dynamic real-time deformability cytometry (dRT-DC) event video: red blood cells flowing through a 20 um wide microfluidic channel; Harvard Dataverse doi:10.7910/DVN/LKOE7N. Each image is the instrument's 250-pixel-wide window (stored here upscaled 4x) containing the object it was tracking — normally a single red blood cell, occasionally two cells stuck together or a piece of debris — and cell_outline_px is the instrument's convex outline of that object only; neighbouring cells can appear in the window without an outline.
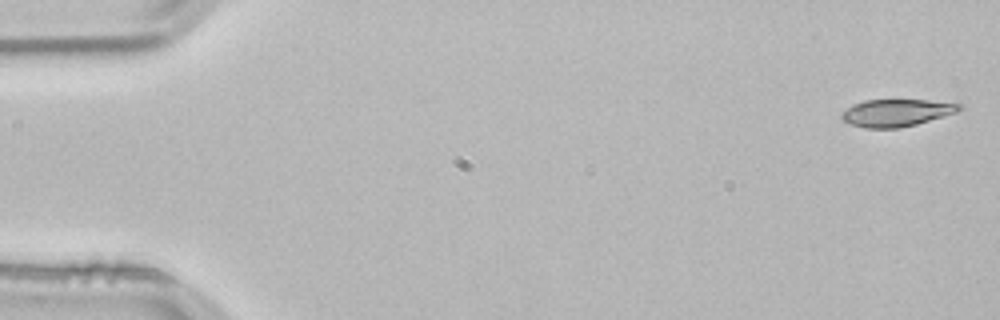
{"species": "common noctule bat (a hibernating species)", "species_latin": "Nyctalus noctula", "temperature_condition": "room temperature", "stored_images_in_passage": 52, "camera_frame_rate_fps": 3000, "um_per_image_px": 0.085, "animal": {"sex": "male", "body_mass_g": 21.5, "forearm_length_mm": 52.0}, "frame": {"image": 1, "passage_image": 1, "time_ms": 0.0, "image_size_px": [1000, 320], "cell_outline_px": [[964, 108], [956, 112], [944, 116], [916, 124], [900, 128], [864, 128], [852, 124], [844, 120], [840, 116], [852, 104], [864, 100], [928, 100], [960, 104]], "centroid_in_image_um": [76.21, 9.58], "position_along_channel_um": 8.8, "area_um2": 18.5}}
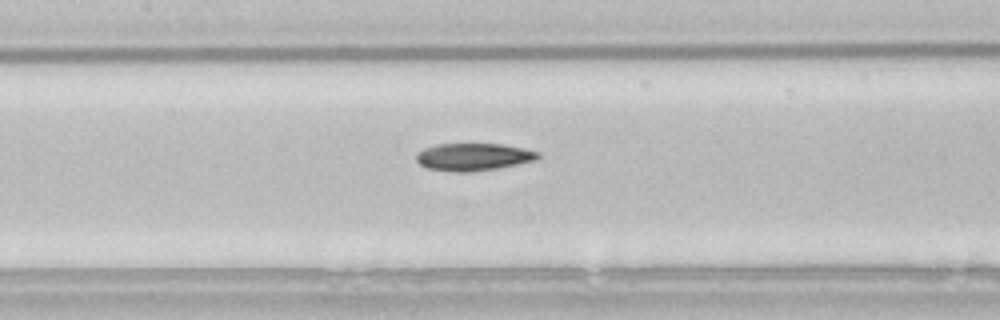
{"frame": {"image": 2, "passage_image": 24, "time_ms": 7.667, "image_size_px": [1000, 320], "cell_outline_px": [[540, 156], [536, 160], [496, 168], [472, 172], [456, 172], [428, 168], [420, 164], [416, 160], [416, 156], [424, 148], [436, 144], [504, 144], [524, 148], [540, 152]], "centroid_in_image_um": [40.26, 13.33], "position_along_channel_um": 167.1, "area_um2": 19.36}}
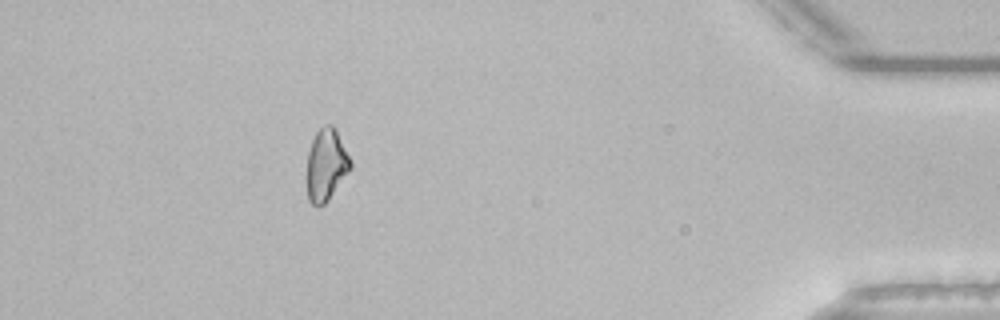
{"frame": {"image": 3, "passage_image": 47, "time_ms": 15.333, "image_size_px": [1000, 320], "cell_outline_px": [[352, 168], [328, 200], [324, 204], [316, 208], [308, 200], [308, 152], [312, 140], [316, 132], [324, 124], [332, 124], [336, 128], [352, 160]], "centroid_in_image_um": [27.76, 13.99], "position_along_channel_um": 407.4, "area_um2": 18.44}, "authors_computed_cell_mechanics": {"area_um2": 19.2185, "velocity_mm_per_s": 3.8495, "shape_relaxation_time_tau1_ms": 9.7936, "shape_relaxation_time_tau2_ms": null, "deformation_change_tau1": 0.1616, "deformation_change_tau2": null}}